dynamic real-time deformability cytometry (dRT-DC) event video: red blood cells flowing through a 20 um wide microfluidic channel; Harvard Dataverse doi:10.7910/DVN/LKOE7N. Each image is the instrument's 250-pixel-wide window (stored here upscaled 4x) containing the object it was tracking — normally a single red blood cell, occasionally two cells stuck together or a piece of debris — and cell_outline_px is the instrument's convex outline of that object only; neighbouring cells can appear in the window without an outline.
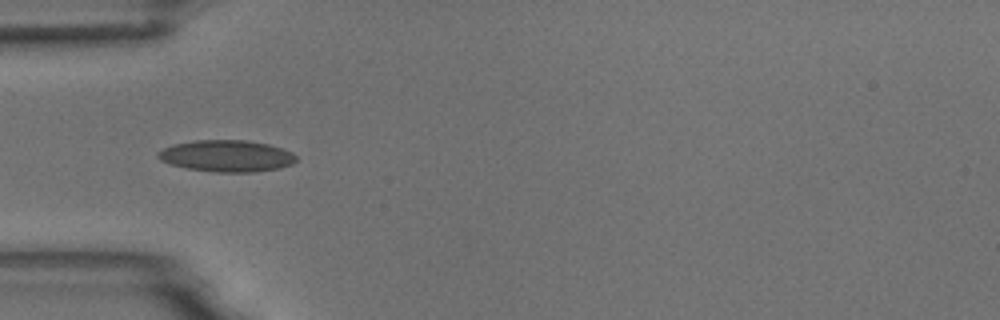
{"species": "common noctule bat (a hibernating species)", "species_latin": "Nyctalus noctula", "temperature_condition": "room temperature", "stored_images_in_passage": 8, "camera_frame_rate_fps": 3000, "um_per_image_px": 0.085, "animal": {"sex": "male", "body_mass_g": 18.8}, "frame": {"image": 1, "passage_image": 3, "time_ms": 0.667, "image_size_px": [1000, 320], "cell_outline_px": [[296, 160], [292, 164], [280, 168], [256, 172], [216, 172], [188, 168], [172, 164], [160, 160], [156, 156], [156, 152], [172, 144], [196, 140], [244, 140], [268, 144], [292, 152], [296, 156]], "centroid_in_image_um": [19.26, 13.25], "position_along_channel_um": 65.7, "area_um2": 25.43}}